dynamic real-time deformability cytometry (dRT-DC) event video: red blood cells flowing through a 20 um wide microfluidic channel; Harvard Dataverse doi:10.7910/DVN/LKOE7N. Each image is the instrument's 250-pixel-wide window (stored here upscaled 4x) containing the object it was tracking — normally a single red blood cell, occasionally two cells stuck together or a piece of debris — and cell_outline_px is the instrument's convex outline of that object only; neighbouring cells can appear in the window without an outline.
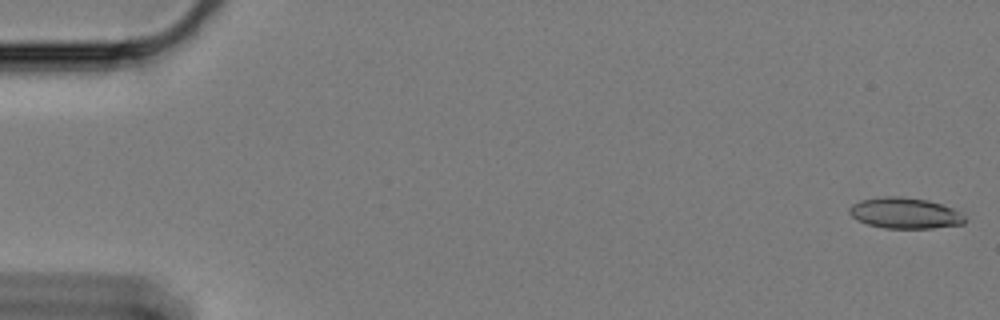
{"species": "Egyptian fruit bat (a non-hibernating species)", "species_latin": "Rousettus aegyptiacus", "temperature_condition": "cold", "stored_images_in_passage": 31, "camera_frame_rate_fps": 3000, "um_per_image_px": 0.085, "animal": {"sex": "female"}, "frame": {"image": 1, "passage_image": 1, "time_ms": 0.0, "image_size_px": [1000, 320], "cell_outline_px": [[968, 220], [964, 224], [932, 228], [884, 228], [868, 224], [852, 216], [848, 212], [848, 208], [852, 204], [860, 200], [884, 196], [900, 196], [928, 200], [944, 204], [960, 212]], "centroid_in_image_um": [76.95, 18.11], "position_along_channel_um": 8.1, "area_um2": 20.92}}
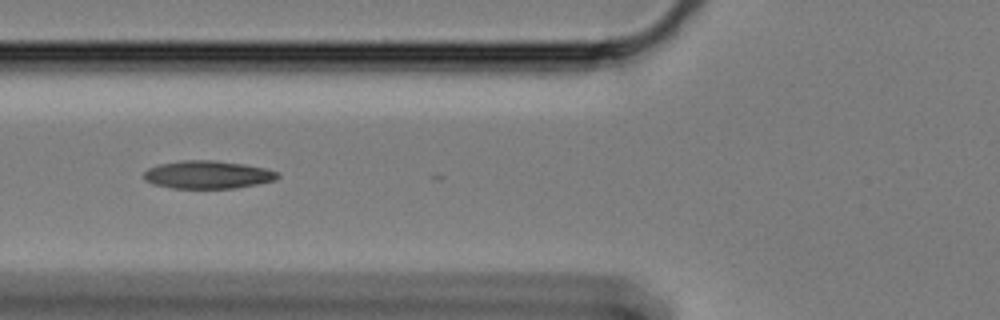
{"frame": {"image": 2, "passage_image": 23, "time_ms": 7.333, "image_size_px": [1000, 320], "cell_outline_px": [[280, 176], [276, 180], [236, 188], [172, 188], [152, 184], [144, 180], [144, 172], [148, 168], [160, 164], [180, 160], [216, 160], [244, 164], [264, 168], [276, 172]], "centroid_in_image_um": [17.63, 14.84], "position_along_channel_um": 108.2, "area_um2": 21.79}}
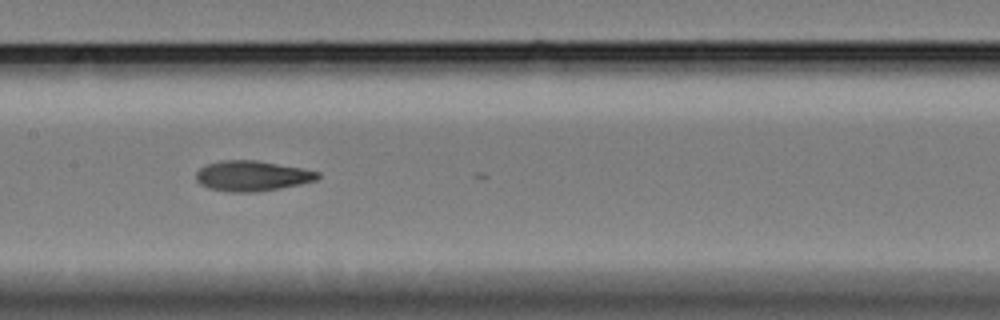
{"frame": {"image": 3, "passage_image": 30, "time_ms": 9.667, "image_size_px": [1000, 320], "cell_outline_px": [[320, 176], [316, 180], [300, 184], [280, 188], [256, 192], [232, 192], [208, 188], [200, 184], [196, 180], [196, 172], [200, 168], [208, 164], [220, 160], [256, 160], [304, 168], [320, 172]], "centroid_in_image_um": [21.43, 14.94], "position_along_channel_um": 186.0, "area_um2": 21.56}}